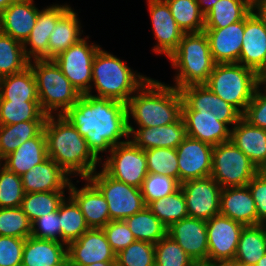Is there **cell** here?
<instances>
[{
    "instance_id": "cell-17",
    "label": "cell",
    "mask_w": 266,
    "mask_h": 266,
    "mask_svg": "<svg viewBox=\"0 0 266 266\" xmlns=\"http://www.w3.org/2000/svg\"><path fill=\"white\" fill-rule=\"evenodd\" d=\"M147 3L154 37L157 40L153 51L163 53L169 58L177 50L184 32L179 28L164 0H148Z\"/></svg>"
},
{
    "instance_id": "cell-27",
    "label": "cell",
    "mask_w": 266,
    "mask_h": 266,
    "mask_svg": "<svg viewBox=\"0 0 266 266\" xmlns=\"http://www.w3.org/2000/svg\"><path fill=\"white\" fill-rule=\"evenodd\" d=\"M21 266H69L67 245L56 240L27 237Z\"/></svg>"
},
{
    "instance_id": "cell-49",
    "label": "cell",
    "mask_w": 266,
    "mask_h": 266,
    "mask_svg": "<svg viewBox=\"0 0 266 266\" xmlns=\"http://www.w3.org/2000/svg\"><path fill=\"white\" fill-rule=\"evenodd\" d=\"M102 229L115 254H118L136 240L124 220H112Z\"/></svg>"
},
{
    "instance_id": "cell-16",
    "label": "cell",
    "mask_w": 266,
    "mask_h": 266,
    "mask_svg": "<svg viewBox=\"0 0 266 266\" xmlns=\"http://www.w3.org/2000/svg\"><path fill=\"white\" fill-rule=\"evenodd\" d=\"M170 236L195 263L208 261L207 221L186 217L173 223L167 230Z\"/></svg>"
},
{
    "instance_id": "cell-52",
    "label": "cell",
    "mask_w": 266,
    "mask_h": 266,
    "mask_svg": "<svg viewBox=\"0 0 266 266\" xmlns=\"http://www.w3.org/2000/svg\"><path fill=\"white\" fill-rule=\"evenodd\" d=\"M259 87L253 95L242 117L251 125L266 130V95Z\"/></svg>"
},
{
    "instance_id": "cell-61",
    "label": "cell",
    "mask_w": 266,
    "mask_h": 266,
    "mask_svg": "<svg viewBox=\"0 0 266 266\" xmlns=\"http://www.w3.org/2000/svg\"><path fill=\"white\" fill-rule=\"evenodd\" d=\"M87 266H116V262H98Z\"/></svg>"
},
{
    "instance_id": "cell-18",
    "label": "cell",
    "mask_w": 266,
    "mask_h": 266,
    "mask_svg": "<svg viewBox=\"0 0 266 266\" xmlns=\"http://www.w3.org/2000/svg\"><path fill=\"white\" fill-rule=\"evenodd\" d=\"M132 123L127 122L130 141L142 150L152 148H173L187 137L186 126L181 116L176 122L169 125L154 127H138L136 130Z\"/></svg>"
},
{
    "instance_id": "cell-1",
    "label": "cell",
    "mask_w": 266,
    "mask_h": 266,
    "mask_svg": "<svg viewBox=\"0 0 266 266\" xmlns=\"http://www.w3.org/2000/svg\"><path fill=\"white\" fill-rule=\"evenodd\" d=\"M63 116L85 138L87 146L100 161L99 153L110 152L114 146L130 139L123 102L85 94ZM121 138L126 141H119Z\"/></svg>"
},
{
    "instance_id": "cell-24",
    "label": "cell",
    "mask_w": 266,
    "mask_h": 266,
    "mask_svg": "<svg viewBox=\"0 0 266 266\" xmlns=\"http://www.w3.org/2000/svg\"><path fill=\"white\" fill-rule=\"evenodd\" d=\"M35 6L34 0H15L0 14V32L24 43L40 11Z\"/></svg>"
},
{
    "instance_id": "cell-47",
    "label": "cell",
    "mask_w": 266,
    "mask_h": 266,
    "mask_svg": "<svg viewBox=\"0 0 266 266\" xmlns=\"http://www.w3.org/2000/svg\"><path fill=\"white\" fill-rule=\"evenodd\" d=\"M24 194L21 176L0 164V208L20 207Z\"/></svg>"
},
{
    "instance_id": "cell-42",
    "label": "cell",
    "mask_w": 266,
    "mask_h": 266,
    "mask_svg": "<svg viewBox=\"0 0 266 266\" xmlns=\"http://www.w3.org/2000/svg\"><path fill=\"white\" fill-rule=\"evenodd\" d=\"M148 173L170 176L179 182L178 155L173 148L145 150Z\"/></svg>"
},
{
    "instance_id": "cell-48",
    "label": "cell",
    "mask_w": 266,
    "mask_h": 266,
    "mask_svg": "<svg viewBox=\"0 0 266 266\" xmlns=\"http://www.w3.org/2000/svg\"><path fill=\"white\" fill-rule=\"evenodd\" d=\"M182 95V111L211 112V89L206 84H193L179 89Z\"/></svg>"
},
{
    "instance_id": "cell-64",
    "label": "cell",
    "mask_w": 266,
    "mask_h": 266,
    "mask_svg": "<svg viewBox=\"0 0 266 266\" xmlns=\"http://www.w3.org/2000/svg\"><path fill=\"white\" fill-rule=\"evenodd\" d=\"M193 266H206L204 263H195Z\"/></svg>"
},
{
    "instance_id": "cell-2",
    "label": "cell",
    "mask_w": 266,
    "mask_h": 266,
    "mask_svg": "<svg viewBox=\"0 0 266 266\" xmlns=\"http://www.w3.org/2000/svg\"><path fill=\"white\" fill-rule=\"evenodd\" d=\"M47 141V155L68 175L88 178L96 169L98 159L63 115H47L43 127Z\"/></svg>"
},
{
    "instance_id": "cell-12",
    "label": "cell",
    "mask_w": 266,
    "mask_h": 266,
    "mask_svg": "<svg viewBox=\"0 0 266 266\" xmlns=\"http://www.w3.org/2000/svg\"><path fill=\"white\" fill-rule=\"evenodd\" d=\"M186 200L188 217L209 220L220 214L222 187L210 176L180 184Z\"/></svg>"
},
{
    "instance_id": "cell-28",
    "label": "cell",
    "mask_w": 266,
    "mask_h": 266,
    "mask_svg": "<svg viewBox=\"0 0 266 266\" xmlns=\"http://www.w3.org/2000/svg\"><path fill=\"white\" fill-rule=\"evenodd\" d=\"M230 140L258 168L266 162V130L251 125L243 117L231 126Z\"/></svg>"
},
{
    "instance_id": "cell-39",
    "label": "cell",
    "mask_w": 266,
    "mask_h": 266,
    "mask_svg": "<svg viewBox=\"0 0 266 266\" xmlns=\"http://www.w3.org/2000/svg\"><path fill=\"white\" fill-rule=\"evenodd\" d=\"M46 117L39 101L0 102V125L17 124L22 121H45Z\"/></svg>"
},
{
    "instance_id": "cell-45",
    "label": "cell",
    "mask_w": 266,
    "mask_h": 266,
    "mask_svg": "<svg viewBox=\"0 0 266 266\" xmlns=\"http://www.w3.org/2000/svg\"><path fill=\"white\" fill-rule=\"evenodd\" d=\"M180 188V183L170 176L148 173L141 186V194L146 206L151 202L167 197Z\"/></svg>"
},
{
    "instance_id": "cell-59",
    "label": "cell",
    "mask_w": 266,
    "mask_h": 266,
    "mask_svg": "<svg viewBox=\"0 0 266 266\" xmlns=\"http://www.w3.org/2000/svg\"><path fill=\"white\" fill-rule=\"evenodd\" d=\"M264 85V94L266 95V71L259 74V87Z\"/></svg>"
},
{
    "instance_id": "cell-35",
    "label": "cell",
    "mask_w": 266,
    "mask_h": 266,
    "mask_svg": "<svg viewBox=\"0 0 266 266\" xmlns=\"http://www.w3.org/2000/svg\"><path fill=\"white\" fill-rule=\"evenodd\" d=\"M138 241L158 243L167 235V227L146 206L124 220Z\"/></svg>"
},
{
    "instance_id": "cell-14",
    "label": "cell",
    "mask_w": 266,
    "mask_h": 266,
    "mask_svg": "<svg viewBox=\"0 0 266 266\" xmlns=\"http://www.w3.org/2000/svg\"><path fill=\"white\" fill-rule=\"evenodd\" d=\"M244 225L222 214L207 220L208 261L234 260Z\"/></svg>"
},
{
    "instance_id": "cell-44",
    "label": "cell",
    "mask_w": 266,
    "mask_h": 266,
    "mask_svg": "<svg viewBox=\"0 0 266 266\" xmlns=\"http://www.w3.org/2000/svg\"><path fill=\"white\" fill-rule=\"evenodd\" d=\"M155 248V266H193L195 262L189 255L174 241L166 235Z\"/></svg>"
},
{
    "instance_id": "cell-37",
    "label": "cell",
    "mask_w": 266,
    "mask_h": 266,
    "mask_svg": "<svg viewBox=\"0 0 266 266\" xmlns=\"http://www.w3.org/2000/svg\"><path fill=\"white\" fill-rule=\"evenodd\" d=\"M179 28L188 33L204 31L205 16L199 9L197 0H164Z\"/></svg>"
},
{
    "instance_id": "cell-11",
    "label": "cell",
    "mask_w": 266,
    "mask_h": 266,
    "mask_svg": "<svg viewBox=\"0 0 266 266\" xmlns=\"http://www.w3.org/2000/svg\"><path fill=\"white\" fill-rule=\"evenodd\" d=\"M109 153L102 170L117 181L141 188L148 174L145 151L128 139L114 146Z\"/></svg>"
},
{
    "instance_id": "cell-30",
    "label": "cell",
    "mask_w": 266,
    "mask_h": 266,
    "mask_svg": "<svg viewBox=\"0 0 266 266\" xmlns=\"http://www.w3.org/2000/svg\"><path fill=\"white\" fill-rule=\"evenodd\" d=\"M77 13L70 7L57 21L49 37V59L82 39L83 30ZM82 32V33H81Z\"/></svg>"
},
{
    "instance_id": "cell-50",
    "label": "cell",
    "mask_w": 266,
    "mask_h": 266,
    "mask_svg": "<svg viewBox=\"0 0 266 266\" xmlns=\"http://www.w3.org/2000/svg\"><path fill=\"white\" fill-rule=\"evenodd\" d=\"M31 236L37 239L56 240L61 242L58 211L48 213L34 220L31 225Z\"/></svg>"
},
{
    "instance_id": "cell-63",
    "label": "cell",
    "mask_w": 266,
    "mask_h": 266,
    "mask_svg": "<svg viewBox=\"0 0 266 266\" xmlns=\"http://www.w3.org/2000/svg\"><path fill=\"white\" fill-rule=\"evenodd\" d=\"M262 226V229L264 230V236H265V241H266V222L260 223Z\"/></svg>"
},
{
    "instance_id": "cell-34",
    "label": "cell",
    "mask_w": 266,
    "mask_h": 266,
    "mask_svg": "<svg viewBox=\"0 0 266 266\" xmlns=\"http://www.w3.org/2000/svg\"><path fill=\"white\" fill-rule=\"evenodd\" d=\"M45 121H22L17 124L0 125V162L21 144L36 137Z\"/></svg>"
},
{
    "instance_id": "cell-3",
    "label": "cell",
    "mask_w": 266,
    "mask_h": 266,
    "mask_svg": "<svg viewBox=\"0 0 266 266\" xmlns=\"http://www.w3.org/2000/svg\"><path fill=\"white\" fill-rule=\"evenodd\" d=\"M183 99L179 89L149 78L126 103L127 122L138 127L169 125L182 116Z\"/></svg>"
},
{
    "instance_id": "cell-10",
    "label": "cell",
    "mask_w": 266,
    "mask_h": 266,
    "mask_svg": "<svg viewBox=\"0 0 266 266\" xmlns=\"http://www.w3.org/2000/svg\"><path fill=\"white\" fill-rule=\"evenodd\" d=\"M87 39L89 37H83L53 58L62 73L81 95H91L92 64L97 51L101 48L94 43L88 44Z\"/></svg>"
},
{
    "instance_id": "cell-5",
    "label": "cell",
    "mask_w": 266,
    "mask_h": 266,
    "mask_svg": "<svg viewBox=\"0 0 266 266\" xmlns=\"http://www.w3.org/2000/svg\"><path fill=\"white\" fill-rule=\"evenodd\" d=\"M169 59L177 70L173 85L177 89L193 84H205L216 65L204 31L184 34L177 50Z\"/></svg>"
},
{
    "instance_id": "cell-29",
    "label": "cell",
    "mask_w": 266,
    "mask_h": 266,
    "mask_svg": "<svg viewBox=\"0 0 266 266\" xmlns=\"http://www.w3.org/2000/svg\"><path fill=\"white\" fill-rule=\"evenodd\" d=\"M47 157V141L44 130H42L36 137L27 140L3 158L1 161L4 162L0 164L7 170L22 176Z\"/></svg>"
},
{
    "instance_id": "cell-36",
    "label": "cell",
    "mask_w": 266,
    "mask_h": 266,
    "mask_svg": "<svg viewBox=\"0 0 266 266\" xmlns=\"http://www.w3.org/2000/svg\"><path fill=\"white\" fill-rule=\"evenodd\" d=\"M68 197H65L58 207L61 242L66 245L77 240L89 229L79 206L70 196Z\"/></svg>"
},
{
    "instance_id": "cell-25",
    "label": "cell",
    "mask_w": 266,
    "mask_h": 266,
    "mask_svg": "<svg viewBox=\"0 0 266 266\" xmlns=\"http://www.w3.org/2000/svg\"><path fill=\"white\" fill-rule=\"evenodd\" d=\"M187 136L216 146L230 141L231 128L218 121L212 112L182 111Z\"/></svg>"
},
{
    "instance_id": "cell-55",
    "label": "cell",
    "mask_w": 266,
    "mask_h": 266,
    "mask_svg": "<svg viewBox=\"0 0 266 266\" xmlns=\"http://www.w3.org/2000/svg\"><path fill=\"white\" fill-rule=\"evenodd\" d=\"M252 12L266 26V0H252Z\"/></svg>"
},
{
    "instance_id": "cell-21",
    "label": "cell",
    "mask_w": 266,
    "mask_h": 266,
    "mask_svg": "<svg viewBox=\"0 0 266 266\" xmlns=\"http://www.w3.org/2000/svg\"><path fill=\"white\" fill-rule=\"evenodd\" d=\"M216 64L238 63L243 35L244 19L224 28H204Z\"/></svg>"
},
{
    "instance_id": "cell-58",
    "label": "cell",
    "mask_w": 266,
    "mask_h": 266,
    "mask_svg": "<svg viewBox=\"0 0 266 266\" xmlns=\"http://www.w3.org/2000/svg\"><path fill=\"white\" fill-rule=\"evenodd\" d=\"M257 174L266 180V162L257 168Z\"/></svg>"
},
{
    "instance_id": "cell-62",
    "label": "cell",
    "mask_w": 266,
    "mask_h": 266,
    "mask_svg": "<svg viewBox=\"0 0 266 266\" xmlns=\"http://www.w3.org/2000/svg\"><path fill=\"white\" fill-rule=\"evenodd\" d=\"M255 266H266V254L257 262Z\"/></svg>"
},
{
    "instance_id": "cell-43",
    "label": "cell",
    "mask_w": 266,
    "mask_h": 266,
    "mask_svg": "<svg viewBox=\"0 0 266 266\" xmlns=\"http://www.w3.org/2000/svg\"><path fill=\"white\" fill-rule=\"evenodd\" d=\"M31 225L21 207L0 208V236L26 239L31 236Z\"/></svg>"
},
{
    "instance_id": "cell-15",
    "label": "cell",
    "mask_w": 266,
    "mask_h": 266,
    "mask_svg": "<svg viewBox=\"0 0 266 266\" xmlns=\"http://www.w3.org/2000/svg\"><path fill=\"white\" fill-rule=\"evenodd\" d=\"M214 146L186 137L176 148L178 155L179 183L191 179L210 177Z\"/></svg>"
},
{
    "instance_id": "cell-60",
    "label": "cell",
    "mask_w": 266,
    "mask_h": 266,
    "mask_svg": "<svg viewBox=\"0 0 266 266\" xmlns=\"http://www.w3.org/2000/svg\"><path fill=\"white\" fill-rule=\"evenodd\" d=\"M15 0H0V14Z\"/></svg>"
},
{
    "instance_id": "cell-7",
    "label": "cell",
    "mask_w": 266,
    "mask_h": 266,
    "mask_svg": "<svg viewBox=\"0 0 266 266\" xmlns=\"http://www.w3.org/2000/svg\"><path fill=\"white\" fill-rule=\"evenodd\" d=\"M205 84L243 114L259 88V75L239 63L216 64Z\"/></svg>"
},
{
    "instance_id": "cell-32",
    "label": "cell",
    "mask_w": 266,
    "mask_h": 266,
    "mask_svg": "<svg viewBox=\"0 0 266 266\" xmlns=\"http://www.w3.org/2000/svg\"><path fill=\"white\" fill-rule=\"evenodd\" d=\"M266 254V241L262 226H244L241 231L234 261L243 266H255Z\"/></svg>"
},
{
    "instance_id": "cell-31",
    "label": "cell",
    "mask_w": 266,
    "mask_h": 266,
    "mask_svg": "<svg viewBox=\"0 0 266 266\" xmlns=\"http://www.w3.org/2000/svg\"><path fill=\"white\" fill-rule=\"evenodd\" d=\"M1 101H39L36 80L30 66L0 78Z\"/></svg>"
},
{
    "instance_id": "cell-46",
    "label": "cell",
    "mask_w": 266,
    "mask_h": 266,
    "mask_svg": "<svg viewBox=\"0 0 266 266\" xmlns=\"http://www.w3.org/2000/svg\"><path fill=\"white\" fill-rule=\"evenodd\" d=\"M116 266H155L154 244L135 240L116 254Z\"/></svg>"
},
{
    "instance_id": "cell-13",
    "label": "cell",
    "mask_w": 266,
    "mask_h": 266,
    "mask_svg": "<svg viewBox=\"0 0 266 266\" xmlns=\"http://www.w3.org/2000/svg\"><path fill=\"white\" fill-rule=\"evenodd\" d=\"M69 266H87L98 262H116V254L102 228H89L67 245Z\"/></svg>"
},
{
    "instance_id": "cell-8",
    "label": "cell",
    "mask_w": 266,
    "mask_h": 266,
    "mask_svg": "<svg viewBox=\"0 0 266 266\" xmlns=\"http://www.w3.org/2000/svg\"><path fill=\"white\" fill-rule=\"evenodd\" d=\"M257 174V167L232 141L213 148L211 177L222 187L246 186Z\"/></svg>"
},
{
    "instance_id": "cell-57",
    "label": "cell",
    "mask_w": 266,
    "mask_h": 266,
    "mask_svg": "<svg viewBox=\"0 0 266 266\" xmlns=\"http://www.w3.org/2000/svg\"><path fill=\"white\" fill-rule=\"evenodd\" d=\"M206 266H238L234 260H225V261H207L204 262Z\"/></svg>"
},
{
    "instance_id": "cell-19",
    "label": "cell",
    "mask_w": 266,
    "mask_h": 266,
    "mask_svg": "<svg viewBox=\"0 0 266 266\" xmlns=\"http://www.w3.org/2000/svg\"><path fill=\"white\" fill-rule=\"evenodd\" d=\"M238 63L258 75L266 71V26L252 11L244 18V35Z\"/></svg>"
},
{
    "instance_id": "cell-33",
    "label": "cell",
    "mask_w": 266,
    "mask_h": 266,
    "mask_svg": "<svg viewBox=\"0 0 266 266\" xmlns=\"http://www.w3.org/2000/svg\"><path fill=\"white\" fill-rule=\"evenodd\" d=\"M252 11V0H218L205 15L204 28H224L243 20Z\"/></svg>"
},
{
    "instance_id": "cell-51",
    "label": "cell",
    "mask_w": 266,
    "mask_h": 266,
    "mask_svg": "<svg viewBox=\"0 0 266 266\" xmlns=\"http://www.w3.org/2000/svg\"><path fill=\"white\" fill-rule=\"evenodd\" d=\"M25 239L0 236V266H21Z\"/></svg>"
},
{
    "instance_id": "cell-56",
    "label": "cell",
    "mask_w": 266,
    "mask_h": 266,
    "mask_svg": "<svg viewBox=\"0 0 266 266\" xmlns=\"http://www.w3.org/2000/svg\"><path fill=\"white\" fill-rule=\"evenodd\" d=\"M201 13L205 16L218 0H197Z\"/></svg>"
},
{
    "instance_id": "cell-23",
    "label": "cell",
    "mask_w": 266,
    "mask_h": 266,
    "mask_svg": "<svg viewBox=\"0 0 266 266\" xmlns=\"http://www.w3.org/2000/svg\"><path fill=\"white\" fill-rule=\"evenodd\" d=\"M51 158L47 157L40 164L21 176L24 193L64 191L69 189L71 178Z\"/></svg>"
},
{
    "instance_id": "cell-4",
    "label": "cell",
    "mask_w": 266,
    "mask_h": 266,
    "mask_svg": "<svg viewBox=\"0 0 266 266\" xmlns=\"http://www.w3.org/2000/svg\"><path fill=\"white\" fill-rule=\"evenodd\" d=\"M122 60L101 48L92 64V82L96 97L127 103L130 97L150 78L136 73Z\"/></svg>"
},
{
    "instance_id": "cell-53",
    "label": "cell",
    "mask_w": 266,
    "mask_h": 266,
    "mask_svg": "<svg viewBox=\"0 0 266 266\" xmlns=\"http://www.w3.org/2000/svg\"><path fill=\"white\" fill-rule=\"evenodd\" d=\"M211 112L218 121L224 122L227 126L235 125L242 114L230 103L225 102L211 91Z\"/></svg>"
},
{
    "instance_id": "cell-38",
    "label": "cell",
    "mask_w": 266,
    "mask_h": 266,
    "mask_svg": "<svg viewBox=\"0 0 266 266\" xmlns=\"http://www.w3.org/2000/svg\"><path fill=\"white\" fill-rule=\"evenodd\" d=\"M29 61L23 43L0 32V78L24 70Z\"/></svg>"
},
{
    "instance_id": "cell-40",
    "label": "cell",
    "mask_w": 266,
    "mask_h": 266,
    "mask_svg": "<svg viewBox=\"0 0 266 266\" xmlns=\"http://www.w3.org/2000/svg\"><path fill=\"white\" fill-rule=\"evenodd\" d=\"M147 207L167 229L173 223L188 217L186 200L181 187L173 194L151 202Z\"/></svg>"
},
{
    "instance_id": "cell-26",
    "label": "cell",
    "mask_w": 266,
    "mask_h": 266,
    "mask_svg": "<svg viewBox=\"0 0 266 266\" xmlns=\"http://www.w3.org/2000/svg\"><path fill=\"white\" fill-rule=\"evenodd\" d=\"M220 214L244 226L258 225L255 201L247 185L222 188Z\"/></svg>"
},
{
    "instance_id": "cell-41",
    "label": "cell",
    "mask_w": 266,
    "mask_h": 266,
    "mask_svg": "<svg viewBox=\"0 0 266 266\" xmlns=\"http://www.w3.org/2000/svg\"><path fill=\"white\" fill-rule=\"evenodd\" d=\"M64 192L65 191L25 193L20 207L32 223L41 216L58 211L60 203L65 198Z\"/></svg>"
},
{
    "instance_id": "cell-22",
    "label": "cell",
    "mask_w": 266,
    "mask_h": 266,
    "mask_svg": "<svg viewBox=\"0 0 266 266\" xmlns=\"http://www.w3.org/2000/svg\"><path fill=\"white\" fill-rule=\"evenodd\" d=\"M84 180L86 183L81 189L70 181L69 196L79 206L89 228H103L110 222L107 201L88 178Z\"/></svg>"
},
{
    "instance_id": "cell-6",
    "label": "cell",
    "mask_w": 266,
    "mask_h": 266,
    "mask_svg": "<svg viewBox=\"0 0 266 266\" xmlns=\"http://www.w3.org/2000/svg\"><path fill=\"white\" fill-rule=\"evenodd\" d=\"M29 66L36 80L40 108L46 115H63L78 101L81 94L53 59L30 60Z\"/></svg>"
},
{
    "instance_id": "cell-54",
    "label": "cell",
    "mask_w": 266,
    "mask_h": 266,
    "mask_svg": "<svg viewBox=\"0 0 266 266\" xmlns=\"http://www.w3.org/2000/svg\"><path fill=\"white\" fill-rule=\"evenodd\" d=\"M247 186L255 201L259 225L266 222V180L256 174Z\"/></svg>"
},
{
    "instance_id": "cell-20",
    "label": "cell",
    "mask_w": 266,
    "mask_h": 266,
    "mask_svg": "<svg viewBox=\"0 0 266 266\" xmlns=\"http://www.w3.org/2000/svg\"><path fill=\"white\" fill-rule=\"evenodd\" d=\"M69 8L70 6L67 4H55L39 11L35 26L23 43L25 55L29 60L49 59V37L58 19Z\"/></svg>"
},
{
    "instance_id": "cell-9",
    "label": "cell",
    "mask_w": 266,
    "mask_h": 266,
    "mask_svg": "<svg viewBox=\"0 0 266 266\" xmlns=\"http://www.w3.org/2000/svg\"><path fill=\"white\" fill-rule=\"evenodd\" d=\"M88 179L105 197L110 221L125 220L146 207L140 188L117 181L102 169L95 170Z\"/></svg>"
}]
</instances>
